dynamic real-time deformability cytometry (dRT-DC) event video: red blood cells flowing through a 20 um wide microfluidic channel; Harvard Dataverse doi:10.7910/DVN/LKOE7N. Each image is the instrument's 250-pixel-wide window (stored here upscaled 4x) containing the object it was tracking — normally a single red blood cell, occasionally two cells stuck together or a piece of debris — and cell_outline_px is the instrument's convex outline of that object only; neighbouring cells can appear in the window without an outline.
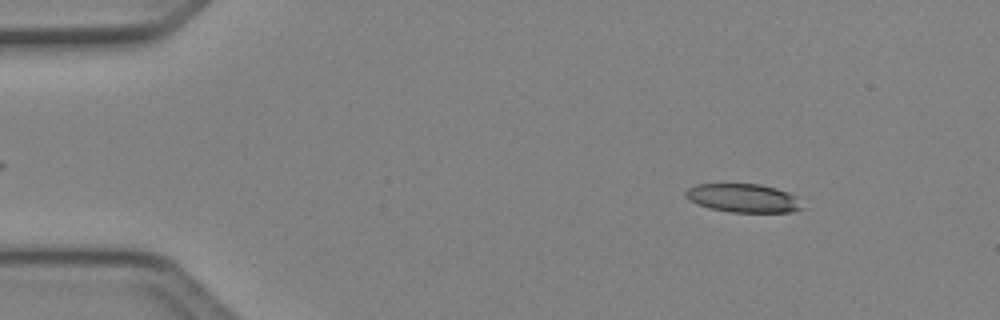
{"species": "Egyptian fruit bat (a non-hibernating species)", "species_latin": "Rousettus aegyptiacus", "temperature_condition": "cold", "stored_images_in_passage": 3, "camera_frame_rate_fps": 3000, "um_per_image_px": 0.085, "animal": {"sex": "female"}, "frame": {"image": 1, "passage_image": 1, "time_ms": 0.0, "image_size_px": [1000, 320], "cell_outline_px": [[808, 208], [792, 212], [732, 212], [712, 208], [696, 204], [688, 200], [684, 196], [684, 192], [688, 188], [696, 184], [760, 184], [776, 188], [788, 192], [796, 196]], "centroid_in_image_um": [63.23, 16.84], "position_along_channel_um": 21.8, "area_um2": 19.71}}